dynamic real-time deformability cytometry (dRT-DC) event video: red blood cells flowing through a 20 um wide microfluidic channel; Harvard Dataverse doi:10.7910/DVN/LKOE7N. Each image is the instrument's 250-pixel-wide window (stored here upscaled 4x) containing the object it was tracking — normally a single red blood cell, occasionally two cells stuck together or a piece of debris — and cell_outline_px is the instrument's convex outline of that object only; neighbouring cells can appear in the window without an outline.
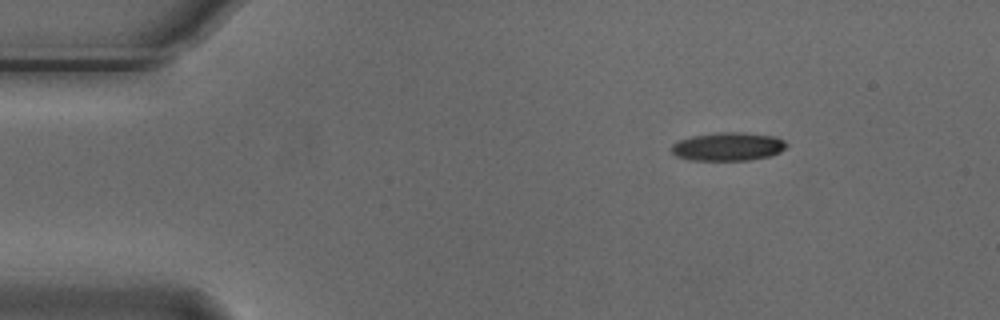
{"species": "Egyptian fruit bat (a non-hibernating species)", "species_latin": "Rousettus aegyptiacus", "temperature_condition": "cold", "stored_images_in_passage": 4, "camera_frame_rate_fps": 3000, "um_per_image_px": 0.085, "animal": {"sex": "male"}, "frame": {"image": 1, "passage_image": 1, "time_ms": 0.0, "image_size_px": [1000, 320], "cell_outline_px": [[788, 144], [780, 152], [772, 156], [752, 160], [692, 160], [676, 156], [672, 152], [672, 144], [680, 140], [692, 136], [716, 132], [740, 132], [772, 136], [784, 140]], "centroid_in_image_um": [61.9, 12.46], "position_along_channel_um": 23.1, "area_um2": 19.02}}
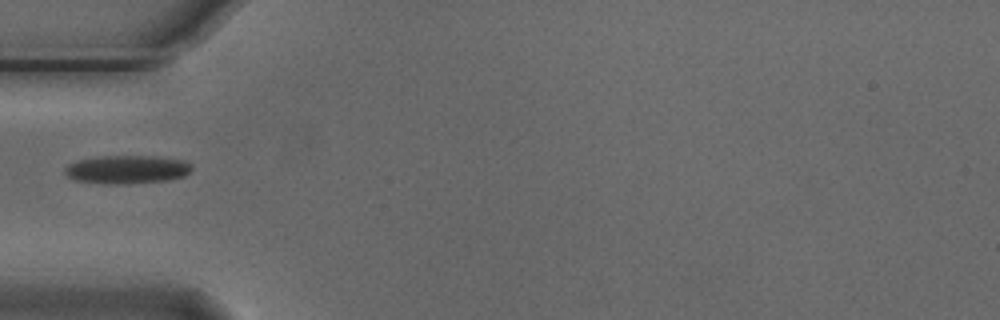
{"frame": {"image": 2, "passage_image": 4, "time_ms": 1.0, "image_size_px": [1000, 320], "cell_outline_px": [[192, 168], [184, 176], [168, 180], [120, 184], [104, 184], [76, 180], [68, 176], [64, 172], [64, 168], [68, 164], [76, 160], [100, 156], [156, 156], [184, 160], [192, 164]], "centroid_in_image_um": [10.78, 14.4], "position_along_channel_um": 74.2, "area_um2": 21.04}}